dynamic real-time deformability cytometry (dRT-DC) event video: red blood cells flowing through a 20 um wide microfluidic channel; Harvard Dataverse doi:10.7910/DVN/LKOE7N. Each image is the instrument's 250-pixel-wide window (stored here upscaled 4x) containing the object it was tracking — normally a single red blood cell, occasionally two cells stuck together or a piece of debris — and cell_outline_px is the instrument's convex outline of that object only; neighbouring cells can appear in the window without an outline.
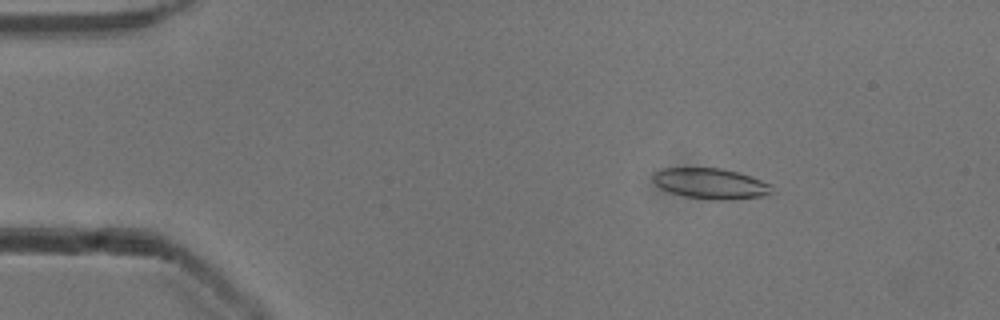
{"species": "common noctule bat (a hibernating species)", "species_latin": "Nyctalus noctula", "temperature_condition": "cold", "stored_images_in_passage": 16, "camera_frame_rate_fps": 3000, "um_per_image_px": 0.085, "animal": {"sex": "male", "body_mass_g": 13.3}, "frame": {"image": 1, "passage_image": 7, "time_ms": 2.0, "image_size_px": [1000, 320], "cell_outline_px": [[776, 192], [760, 196], [724, 200], [716, 200], [684, 196], [660, 188], [652, 180], [652, 176], [660, 168], [720, 168], [740, 172], [752, 176], [772, 184]], "centroid_in_image_um": [60.45, 15.59], "position_along_channel_um": 24.6, "area_um2": 21.33}}
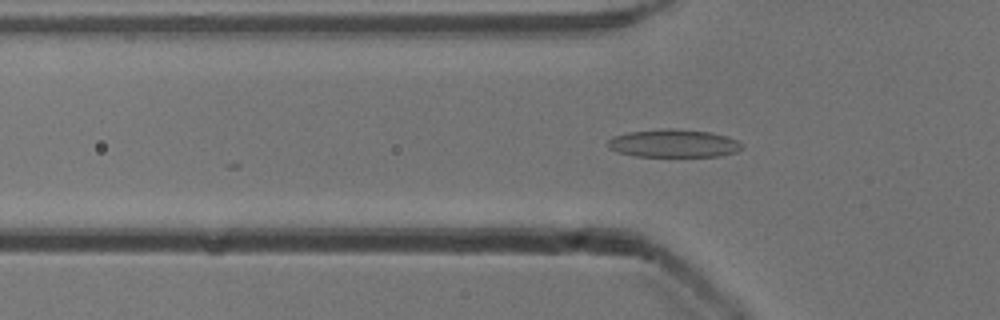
{"frame": {"image": 2, "passage_image": 16, "time_ms": 5.0, "image_size_px": [1000, 320], "cell_outline_px": [[744, 148], [736, 152], [720, 156], [636, 156], [620, 152], [608, 148], [608, 140], [612, 136], [628, 132], [664, 128], [668, 128], [712, 132], [728, 136], [736, 140]], "centroid_in_image_um": [57.27, 12.18], "position_along_channel_um": 68.5, "area_um2": 21.85}}